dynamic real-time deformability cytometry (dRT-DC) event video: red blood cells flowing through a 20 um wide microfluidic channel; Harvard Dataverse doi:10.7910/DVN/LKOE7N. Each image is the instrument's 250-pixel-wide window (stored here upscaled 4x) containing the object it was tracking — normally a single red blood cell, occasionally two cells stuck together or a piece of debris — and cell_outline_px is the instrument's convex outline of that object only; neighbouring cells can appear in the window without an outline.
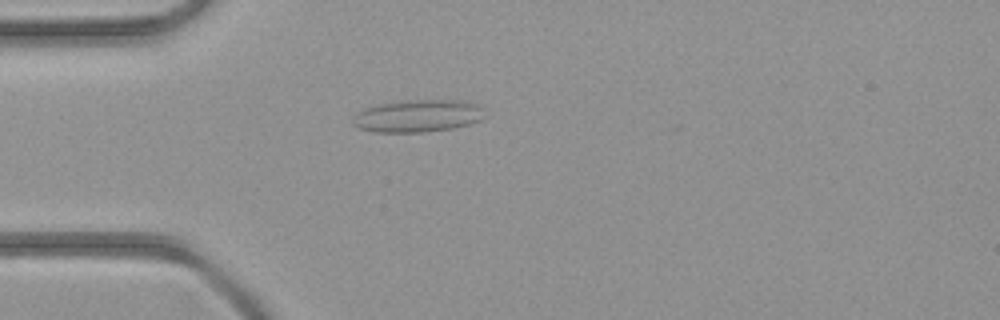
{"species": "common noctule bat (a hibernating species)", "species_latin": "Nyctalus noctula", "temperature_condition": "room temperature", "stored_images_in_passage": 4, "camera_frame_rate_fps": 3000, "um_per_image_px": 0.085, "animal": {"sex": "female", "body_mass_g": 21.9}, "frame": {"image": 1, "passage_image": 4, "time_ms": 3.667, "image_size_px": [1000, 320], "cell_outline_px": [[480, 120], [468, 124], [452, 128], [424, 132], [372, 132], [360, 128], [352, 124], [352, 116], [356, 112], [364, 108], [380, 104], [404, 100], [456, 100], [480, 104]], "centroid_in_image_um": [35.42, 9.85], "position_along_channel_um": 49.6, "area_um2": 24.74}}